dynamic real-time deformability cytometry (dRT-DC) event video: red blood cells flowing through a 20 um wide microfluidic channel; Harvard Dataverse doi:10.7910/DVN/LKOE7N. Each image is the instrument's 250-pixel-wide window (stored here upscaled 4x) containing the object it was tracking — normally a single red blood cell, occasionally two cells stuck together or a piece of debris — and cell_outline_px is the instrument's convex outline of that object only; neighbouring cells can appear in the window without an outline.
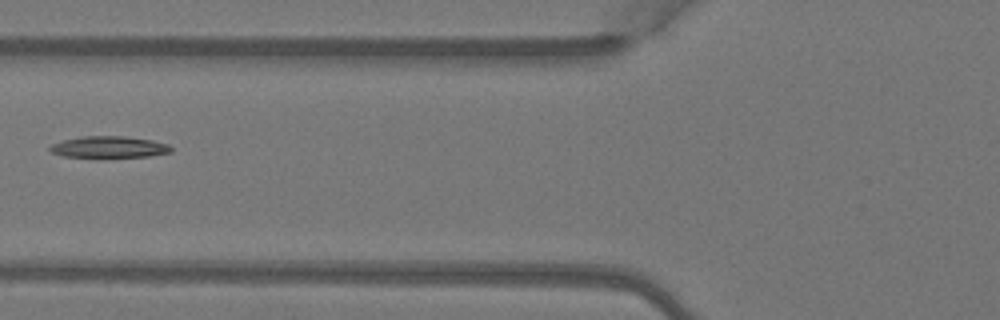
{"species": "Egyptian fruit bat (a non-hibernating species)", "species_latin": "Rousettus aegyptiacus", "temperature_condition": "warm", "stored_images_in_passage": 7, "camera_frame_rate_fps": 3000, "um_per_image_px": 0.085, "animal": {"sex": "female"}, "frame": {"image": 1, "passage_image": 6, "time_ms": 1.667, "image_size_px": [1000, 320], "cell_outline_px": [[172, 152], [148, 156], [64, 156], [52, 152], [48, 148], [52, 144], [64, 140], [84, 136], [124, 136], [152, 140], [168, 144], [172, 148]], "centroid_in_image_um": [9.3, 12.48], "position_along_channel_um": 116.5, "area_um2": 14.74}}
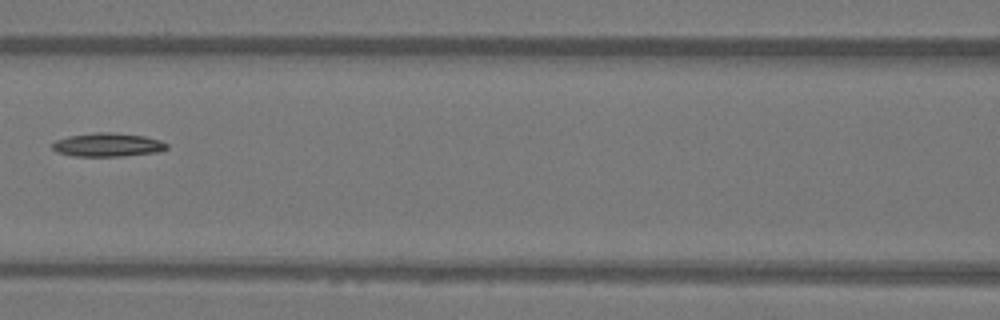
{"frame": {"image": 2, "passage_image": 7, "time_ms": 2.0, "image_size_px": [1000, 320], "cell_outline_px": [[168, 148], [160, 152], [124, 156], [72, 156], [56, 152], [52, 148], [52, 144], [56, 140], [68, 136], [96, 132], [112, 132], [144, 136], [160, 140], [168, 144]], "centroid_in_image_um": [9.16, 12.31], "position_along_channel_um": 157.4, "area_um2": 15.9}}